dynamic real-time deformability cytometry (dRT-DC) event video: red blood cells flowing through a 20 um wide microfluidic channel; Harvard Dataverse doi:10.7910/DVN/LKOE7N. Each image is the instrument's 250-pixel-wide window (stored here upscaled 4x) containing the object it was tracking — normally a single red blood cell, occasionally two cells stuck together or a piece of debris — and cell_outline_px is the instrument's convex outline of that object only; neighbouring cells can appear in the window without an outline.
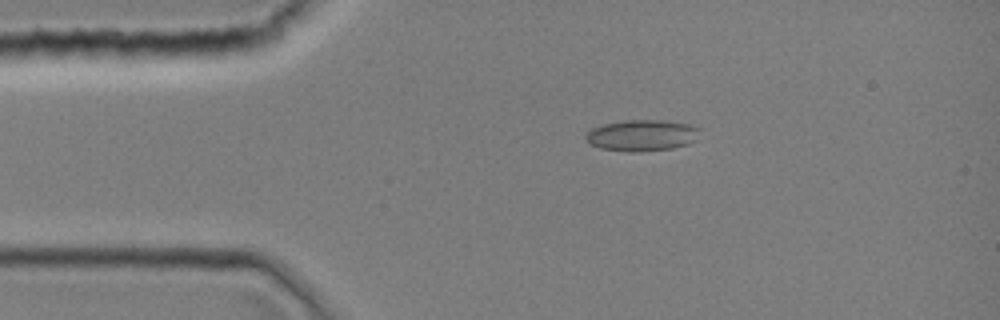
{"species": "common noctule bat (a hibernating species)", "species_latin": "Nyctalus noctula", "temperature_condition": "room temperature", "stored_images_in_passage": 36, "camera_frame_rate_fps": 3000, "um_per_image_px": 0.085, "animal": {"sex": "female", "body_mass_g": 19.0, "forearm_length_mm": 51.5}, "frame": {"image": 1, "passage_image": 1, "time_ms": 0.0, "image_size_px": [1000, 320], "cell_outline_px": [[700, 128], [696, 140], [688, 144], [672, 148], [636, 152], [632, 152], [600, 148], [592, 144], [584, 136], [592, 128], [604, 124], [624, 120], [660, 120], [688, 124]], "centroid_in_image_um": [54.58, 11.5], "position_along_channel_um": 30.4, "area_um2": 20.58}}
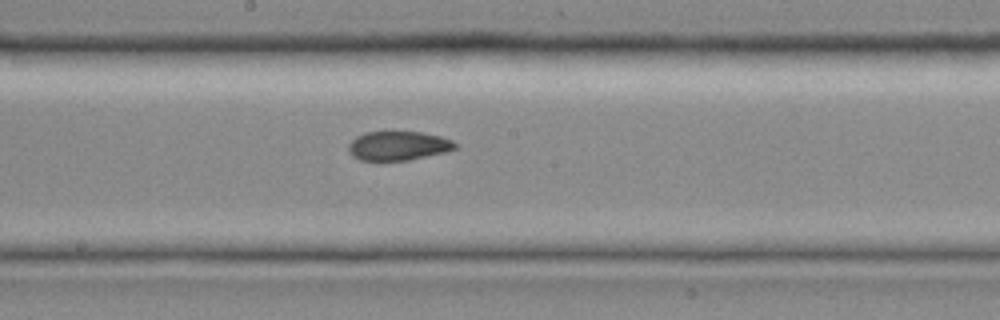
{"frame": {"image": 2, "passage_image": 16, "time_ms": 5.0, "image_size_px": [1000, 320], "cell_outline_px": [[460, 144], [456, 148], [444, 152], [408, 160], [360, 160], [352, 156], [348, 152], [348, 144], [356, 136], [364, 132], [424, 132], [440, 136], [452, 140]], "centroid_in_image_um": [33.84, 12.38], "position_along_channel_um": 214.4, "area_um2": 18.15}}
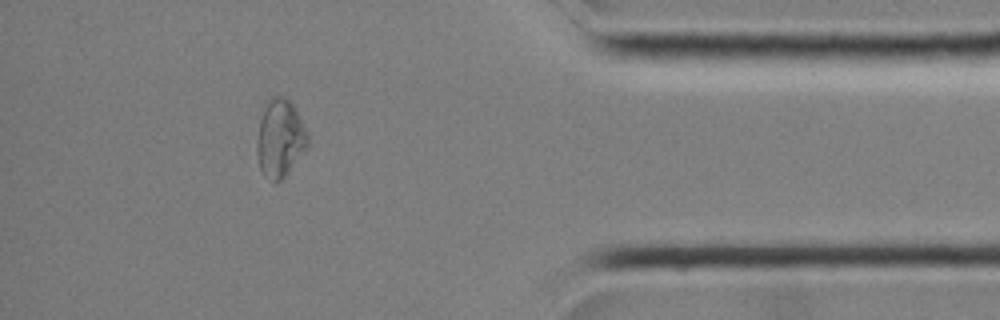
{"frame": {"image": 3, "passage_image": 31, "time_ms": 10.0, "image_size_px": [1000, 320], "cell_outline_px": [[308, 144], [288, 172], [280, 180], [272, 180], [264, 176], [260, 168], [256, 152], [256, 140], [264, 100], [268, 96], [288, 96], [308, 132]], "centroid_in_image_um": [23.77, 11.67], "position_along_channel_um": 411.4, "area_um2": 23.18}}